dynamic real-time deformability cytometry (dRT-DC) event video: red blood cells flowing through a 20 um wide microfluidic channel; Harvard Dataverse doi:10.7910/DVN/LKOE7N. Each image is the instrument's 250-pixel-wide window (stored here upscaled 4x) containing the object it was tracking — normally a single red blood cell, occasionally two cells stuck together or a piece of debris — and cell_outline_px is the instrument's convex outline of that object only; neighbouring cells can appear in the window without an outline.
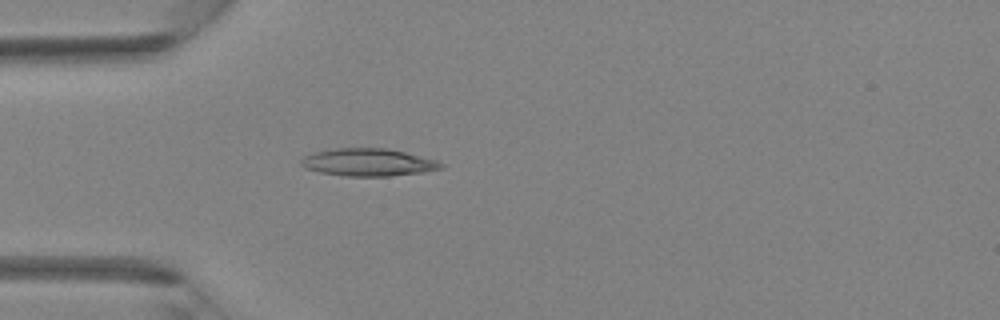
{"species": "Egyptian fruit bat (a non-hibernating species)", "species_latin": "Rousettus aegyptiacus", "temperature_condition": "room temperature", "stored_images_in_passage": 30, "camera_frame_rate_fps": 3000, "um_per_image_px": 0.085, "animal": {"sex": "female"}, "frame": {"image": 1, "passage_image": 1, "time_ms": 0.0, "image_size_px": [1000, 320], "cell_outline_px": [[444, 168], [420, 172], [388, 176], [344, 176], [320, 172], [304, 168], [300, 164], [300, 160], [304, 156], [312, 152], [332, 148], [384, 148], [404, 152], [436, 160], [444, 164]], "centroid_in_image_um": [31.24, 13.79], "position_along_channel_um": 53.8, "area_um2": 22.43}}
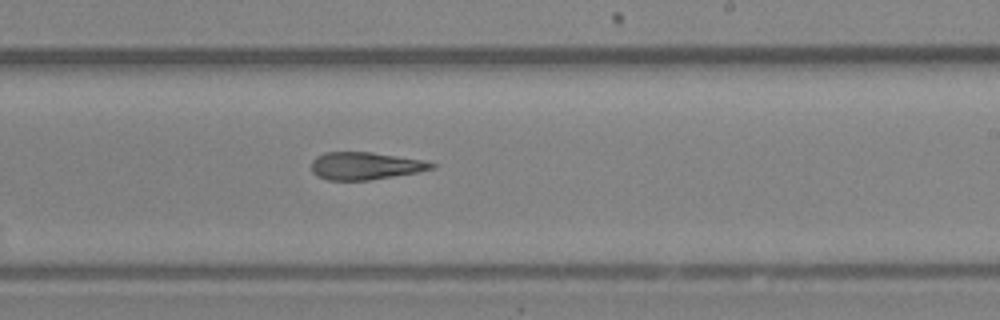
{"frame": {"image": 2, "passage_image": 14, "time_ms": 4.333, "image_size_px": [1000, 320], "cell_outline_px": [[436, 168], [416, 172], [368, 180], [328, 180], [316, 176], [312, 172], [312, 160], [316, 156], [324, 152], [372, 152], [420, 160], [436, 164]], "centroid_in_image_um": [30.99, 14.1], "position_along_channel_um": 258.0, "area_um2": 19.07}}
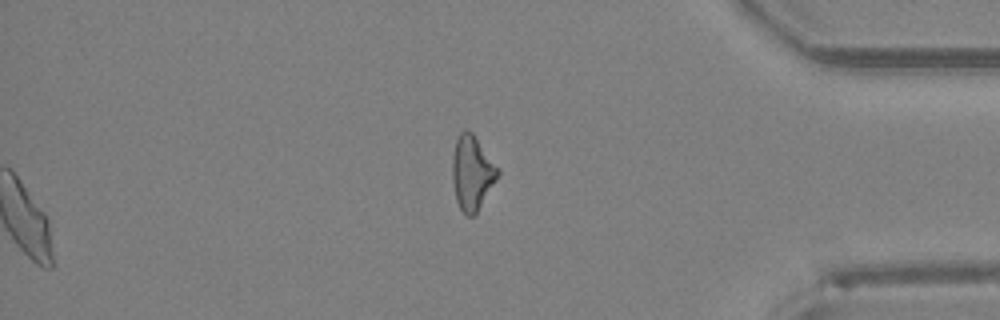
{"frame": {"image": 3, "passage_image": 24, "time_ms": 7.667, "image_size_px": [1000, 320], "cell_outline_px": [[500, 176], [476, 212], [472, 216], [468, 216], [460, 208], [456, 200], [452, 180], [452, 156], [456, 140], [460, 132], [464, 128], [468, 128], [472, 132], [500, 168]], "centroid_in_image_um": [40.14, 14.64], "position_along_channel_um": 395.1, "area_um2": 19.94}}